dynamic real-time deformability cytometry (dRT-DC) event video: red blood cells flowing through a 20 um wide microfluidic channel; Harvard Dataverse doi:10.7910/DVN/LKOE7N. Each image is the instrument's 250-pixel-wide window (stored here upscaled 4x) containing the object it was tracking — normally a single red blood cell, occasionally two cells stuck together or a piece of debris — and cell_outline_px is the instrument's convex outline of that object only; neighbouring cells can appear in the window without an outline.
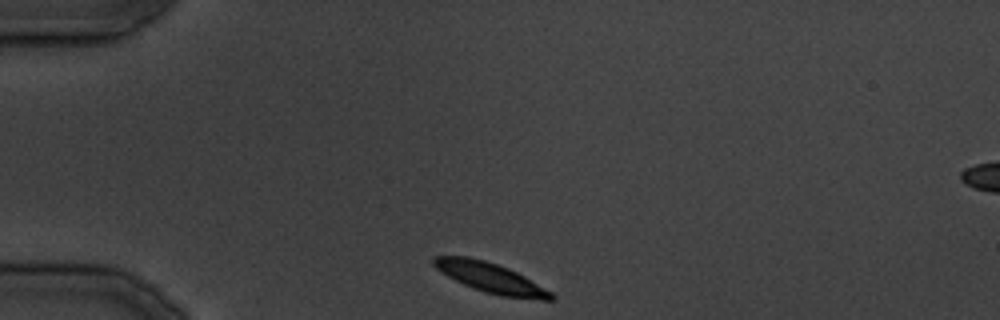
{"species": "common noctule bat (a hibernating species)", "species_latin": "Nyctalus noctula", "temperature_condition": "cold", "stored_images_in_passage": 24, "camera_frame_rate_fps": 3000, "um_per_image_px": 0.085, "animal": {"sex": "male", "body_mass_g": 19.5, "forearm_length_mm": 54.6}, "frame": {"image": 1, "passage_image": 1, "time_ms": 0.0, "image_size_px": [1000, 320], "cell_outline_px": [[556, 296], [552, 300], [540, 300], [500, 296], [484, 292], [472, 288], [440, 272], [432, 264], [432, 256], [468, 256], [484, 260], [508, 268], [524, 276], [552, 292]], "centroid_in_image_um": [41.69, 23.62], "position_along_channel_um": 43.3, "area_um2": 20.52}}
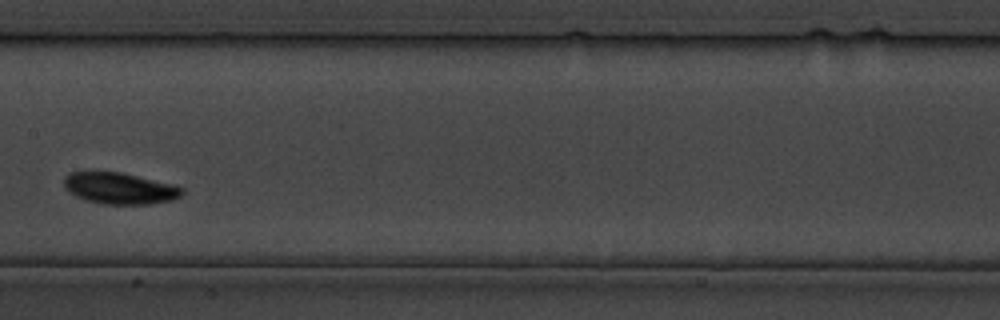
{"frame": {"image": 2, "passage_image": 11, "time_ms": 12.333, "image_size_px": [1000, 320], "cell_outline_px": [[184, 192], [180, 196], [172, 200], [148, 204], [104, 204], [84, 200], [76, 196], [64, 184], [64, 176], [68, 172], [88, 168], [96, 168], [120, 172], [176, 184], [184, 188]], "centroid_in_image_um": [10.14, 15.94], "position_along_channel_um": 197.3, "area_um2": 22.48}}
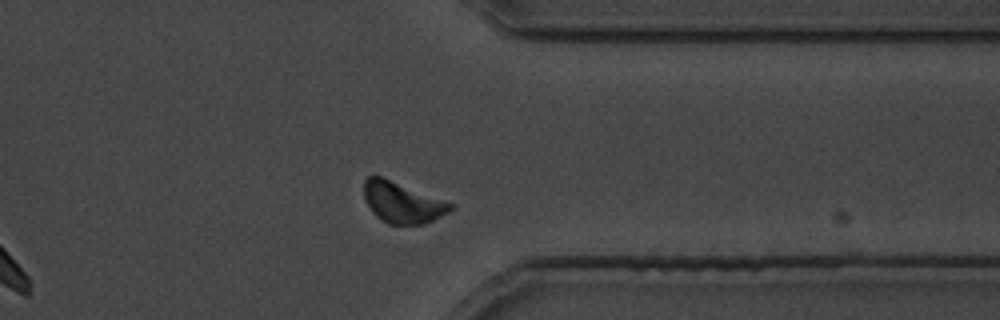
{"frame": {"image": 3, "passage_image": 21, "time_ms": 24.333, "image_size_px": [1000, 320], "cell_outline_px": [[456, 204], [448, 212], [424, 224], [388, 224], [380, 220], [372, 212], [364, 200], [364, 180], [368, 176], [380, 176]], "centroid_in_image_um": [34.18, 17.21], "position_along_channel_um": 377.2, "area_um2": 20.58}}